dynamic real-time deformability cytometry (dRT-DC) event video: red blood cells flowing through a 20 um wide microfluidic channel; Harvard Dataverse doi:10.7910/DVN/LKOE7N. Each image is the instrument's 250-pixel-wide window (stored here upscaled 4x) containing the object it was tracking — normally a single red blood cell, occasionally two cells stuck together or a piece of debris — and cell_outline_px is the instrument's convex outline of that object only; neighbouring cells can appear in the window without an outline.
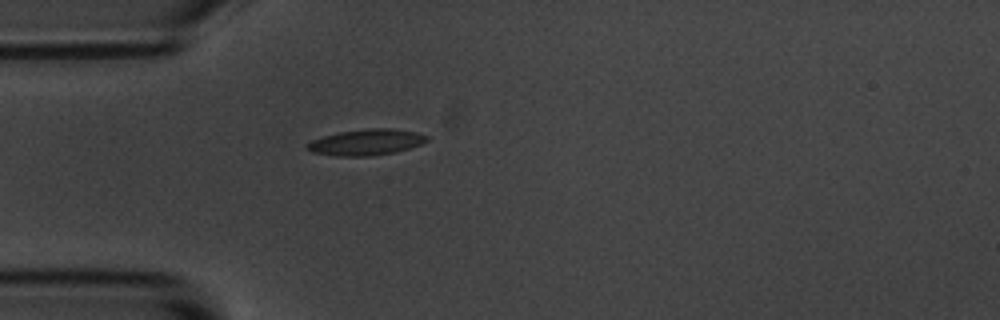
{"species": "common noctule bat (a hibernating species)", "species_latin": "Nyctalus noctula", "temperature_condition": "room temperature", "stored_images_in_passage": 1, "camera_frame_rate_fps": 3000, "um_per_image_px": 0.085, "animal": {"sex": "male", "body_mass_g": 20.1, "forearm_length_mm": 53.5}, "frame": {"image": 1, "passage_image": 1, "time_ms": 0.0, "image_size_px": [1000, 320], "cell_outline_px": [[428, 140], [420, 144], [396, 152], [368, 156], [336, 156], [312, 152], [304, 148], [304, 144], [312, 140], [324, 136], [340, 132], [368, 128], [392, 128], [416, 132], [428, 136]], "centroid_in_image_um": [31.09, 12.09], "position_along_channel_um": 53.9, "area_um2": 18.15}}